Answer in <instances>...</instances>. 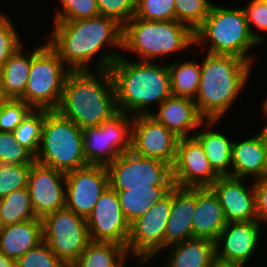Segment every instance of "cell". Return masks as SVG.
Listing matches in <instances>:
<instances>
[{"label": "cell", "instance_id": "cell-1", "mask_svg": "<svg viewBox=\"0 0 267 267\" xmlns=\"http://www.w3.org/2000/svg\"><path fill=\"white\" fill-rule=\"evenodd\" d=\"M101 56L96 70H110L118 112L146 115L149 114V105H160L172 95L168 65L151 61L132 62L115 52Z\"/></svg>", "mask_w": 267, "mask_h": 267}, {"label": "cell", "instance_id": "cell-2", "mask_svg": "<svg viewBox=\"0 0 267 267\" xmlns=\"http://www.w3.org/2000/svg\"><path fill=\"white\" fill-rule=\"evenodd\" d=\"M57 111L80 128L100 126L110 120L118 113L110 70L70 71Z\"/></svg>", "mask_w": 267, "mask_h": 267}, {"label": "cell", "instance_id": "cell-3", "mask_svg": "<svg viewBox=\"0 0 267 267\" xmlns=\"http://www.w3.org/2000/svg\"><path fill=\"white\" fill-rule=\"evenodd\" d=\"M123 26L115 19L98 15L75 21H55L48 44L71 71L90 70L89 61L105 44L122 49Z\"/></svg>", "mask_w": 267, "mask_h": 267}, {"label": "cell", "instance_id": "cell-4", "mask_svg": "<svg viewBox=\"0 0 267 267\" xmlns=\"http://www.w3.org/2000/svg\"><path fill=\"white\" fill-rule=\"evenodd\" d=\"M251 67L234 55L207 53L200 63L201 79L194 100L205 120L219 121L226 114L246 86Z\"/></svg>", "mask_w": 267, "mask_h": 267}, {"label": "cell", "instance_id": "cell-5", "mask_svg": "<svg viewBox=\"0 0 267 267\" xmlns=\"http://www.w3.org/2000/svg\"><path fill=\"white\" fill-rule=\"evenodd\" d=\"M192 44L194 32L176 20L147 21L133 16L123 26L122 50L139 55L140 61L153 62Z\"/></svg>", "mask_w": 267, "mask_h": 267}, {"label": "cell", "instance_id": "cell-6", "mask_svg": "<svg viewBox=\"0 0 267 267\" xmlns=\"http://www.w3.org/2000/svg\"><path fill=\"white\" fill-rule=\"evenodd\" d=\"M210 41V42H209ZM208 42L207 53L234 55L248 61L249 48L259 45L252 36L243 8H224L212 4L208 16L194 31V43Z\"/></svg>", "mask_w": 267, "mask_h": 267}, {"label": "cell", "instance_id": "cell-7", "mask_svg": "<svg viewBox=\"0 0 267 267\" xmlns=\"http://www.w3.org/2000/svg\"><path fill=\"white\" fill-rule=\"evenodd\" d=\"M35 161L62 172L88 166L82 128L57 110H45L41 143Z\"/></svg>", "mask_w": 267, "mask_h": 267}, {"label": "cell", "instance_id": "cell-8", "mask_svg": "<svg viewBox=\"0 0 267 267\" xmlns=\"http://www.w3.org/2000/svg\"><path fill=\"white\" fill-rule=\"evenodd\" d=\"M48 44L31 52V66L25 93L20 100L32 109L57 110L64 82L71 71Z\"/></svg>", "mask_w": 267, "mask_h": 267}, {"label": "cell", "instance_id": "cell-9", "mask_svg": "<svg viewBox=\"0 0 267 267\" xmlns=\"http://www.w3.org/2000/svg\"><path fill=\"white\" fill-rule=\"evenodd\" d=\"M106 168L109 186L114 190L174 186L172 167L169 164L154 158L140 156L132 150L120 154Z\"/></svg>", "mask_w": 267, "mask_h": 267}, {"label": "cell", "instance_id": "cell-10", "mask_svg": "<svg viewBox=\"0 0 267 267\" xmlns=\"http://www.w3.org/2000/svg\"><path fill=\"white\" fill-rule=\"evenodd\" d=\"M132 123L131 114L118 112L100 126L82 128L88 164L107 166L120 154L131 150Z\"/></svg>", "mask_w": 267, "mask_h": 267}, {"label": "cell", "instance_id": "cell-11", "mask_svg": "<svg viewBox=\"0 0 267 267\" xmlns=\"http://www.w3.org/2000/svg\"><path fill=\"white\" fill-rule=\"evenodd\" d=\"M43 241L71 266L91 241L87 221L66 208L57 210L42 219Z\"/></svg>", "mask_w": 267, "mask_h": 267}, {"label": "cell", "instance_id": "cell-12", "mask_svg": "<svg viewBox=\"0 0 267 267\" xmlns=\"http://www.w3.org/2000/svg\"><path fill=\"white\" fill-rule=\"evenodd\" d=\"M172 206L170 193L130 224L126 250L140 259V265L165 249V229ZM131 252V253H130Z\"/></svg>", "mask_w": 267, "mask_h": 267}, {"label": "cell", "instance_id": "cell-13", "mask_svg": "<svg viewBox=\"0 0 267 267\" xmlns=\"http://www.w3.org/2000/svg\"><path fill=\"white\" fill-rule=\"evenodd\" d=\"M108 186L106 166L88 165L66 172L65 208L86 219Z\"/></svg>", "mask_w": 267, "mask_h": 267}, {"label": "cell", "instance_id": "cell-14", "mask_svg": "<svg viewBox=\"0 0 267 267\" xmlns=\"http://www.w3.org/2000/svg\"><path fill=\"white\" fill-rule=\"evenodd\" d=\"M220 176L212 169L203 146L193 137L179 138L172 179L183 188L210 187Z\"/></svg>", "mask_w": 267, "mask_h": 267}, {"label": "cell", "instance_id": "cell-15", "mask_svg": "<svg viewBox=\"0 0 267 267\" xmlns=\"http://www.w3.org/2000/svg\"><path fill=\"white\" fill-rule=\"evenodd\" d=\"M86 221L92 241L114 242L126 248L130 224L113 188L108 186L105 189Z\"/></svg>", "mask_w": 267, "mask_h": 267}, {"label": "cell", "instance_id": "cell-16", "mask_svg": "<svg viewBox=\"0 0 267 267\" xmlns=\"http://www.w3.org/2000/svg\"><path fill=\"white\" fill-rule=\"evenodd\" d=\"M131 129V150L134 153L173 166L179 137L149 114L133 116Z\"/></svg>", "mask_w": 267, "mask_h": 267}, {"label": "cell", "instance_id": "cell-17", "mask_svg": "<svg viewBox=\"0 0 267 267\" xmlns=\"http://www.w3.org/2000/svg\"><path fill=\"white\" fill-rule=\"evenodd\" d=\"M66 173L36 161L31 166L28 190L36 218L65 208Z\"/></svg>", "mask_w": 267, "mask_h": 267}, {"label": "cell", "instance_id": "cell-18", "mask_svg": "<svg viewBox=\"0 0 267 267\" xmlns=\"http://www.w3.org/2000/svg\"><path fill=\"white\" fill-rule=\"evenodd\" d=\"M243 179L220 176L210 188L214 191L226 222H249L257 220L254 185L246 187Z\"/></svg>", "mask_w": 267, "mask_h": 267}, {"label": "cell", "instance_id": "cell-19", "mask_svg": "<svg viewBox=\"0 0 267 267\" xmlns=\"http://www.w3.org/2000/svg\"><path fill=\"white\" fill-rule=\"evenodd\" d=\"M260 225L258 220L228 222L215 241L216 258L245 265L258 245ZM221 243L224 244L220 250Z\"/></svg>", "mask_w": 267, "mask_h": 267}, {"label": "cell", "instance_id": "cell-20", "mask_svg": "<svg viewBox=\"0 0 267 267\" xmlns=\"http://www.w3.org/2000/svg\"><path fill=\"white\" fill-rule=\"evenodd\" d=\"M157 122L163 124L179 138L193 137L191 131L202 123L209 130L217 120H207L199 114L194 100L171 95L159 105L157 113H149ZM190 131V132H189Z\"/></svg>", "mask_w": 267, "mask_h": 267}, {"label": "cell", "instance_id": "cell-21", "mask_svg": "<svg viewBox=\"0 0 267 267\" xmlns=\"http://www.w3.org/2000/svg\"><path fill=\"white\" fill-rule=\"evenodd\" d=\"M227 224L218 197L210 187L195 188L193 238L216 241Z\"/></svg>", "mask_w": 267, "mask_h": 267}, {"label": "cell", "instance_id": "cell-22", "mask_svg": "<svg viewBox=\"0 0 267 267\" xmlns=\"http://www.w3.org/2000/svg\"><path fill=\"white\" fill-rule=\"evenodd\" d=\"M195 188H172V206L165 229V248L193 238Z\"/></svg>", "mask_w": 267, "mask_h": 267}, {"label": "cell", "instance_id": "cell-23", "mask_svg": "<svg viewBox=\"0 0 267 267\" xmlns=\"http://www.w3.org/2000/svg\"><path fill=\"white\" fill-rule=\"evenodd\" d=\"M43 242L42 221L39 218L6 225L0 234V251L17 260Z\"/></svg>", "mask_w": 267, "mask_h": 267}, {"label": "cell", "instance_id": "cell-24", "mask_svg": "<svg viewBox=\"0 0 267 267\" xmlns=\"http://www.w3.org/2000/svg\"><path fill=\"white\" fill-rule=\"evenodd\" d=\"M232 177L253 176L258 180L265 177V155L263 128L256 136L232 143Z\"/></svg>", "mask_w": 267, "mask_h": 267}, {"label": "cell", "instance_id": "cell-25", "mask_svg": "<svg viewBox=\"0 0 267 267\" xmlns=\"http://www.w3.org/2000/svg\"><path fill=\"white\" fill-rule=\"evenodd\" d=\"M169 247L173 249L166 267H211L216 258L215 242L206 238H192Z\"/></svg>", "mask_w": 267, "mask_h": 267}, {"label": "cell", "instance_id": "cell-26", "mask_svg": "<svg viewBox=\"0 0 267 267\" xmlns=\"http://www.w3.org/2000/svg\"><path fill=\"white\" fill-rule=\"evenodd\" d=\"M21 51H23L22 47L8 58L0 70L2 91L6 99L20 100L25 93L31 66V53L28 57Z\"/></svg>", "mask_w": 267, "mask_h": 267}, {"label": "cell", "instance_id": "cell-27", "mask_svg": "<svg viewBox=\"0 0 267 267\" xmlns=\"http://www.w3.org/2000/svg\"><path fill=\"white\" fill-rule=\"evenodd\" d=\"M174 186H152V189L115 190L122 212L131 224L154 204L165 198Z\"/></svg>", "mask_w": 267, "mask_h": 267}, {"label": "cell", "instance_id": "cell-28", "mask_svg": "<svg viewBox=\"0 0 267 267\" xmlns=\"http://www.w3.org/2000/svg\"><path fill=\"white\" fill-rule=\"evenodd\" d=\"M194 137L203 146L212 169L219 176H232L230 167L232 166L233 141H230V139L221 132L216 131L196 132Z\"/></svg>", "mask_w": 267, "mask_h": 267}, {"label": "cell", "instance_id": "cell-29", "mask_svg": "<svg viewBox=\"0 0 267 267\" xmlns=\"http://www.w3.org/2000/svg\"><path fill=\"white\" fill-rule=\"evenodd\" d=\"M127 256V250L122 245L91 240L70 267H120Z\"/></svg>", "mask_w": 267, "mask_h": 267}, {"label": "cell", "instance_id": "cell-30", "mask_svg": "<svg viewBox=\"0 0 267 267\" xmlns=\"http://www.w3.org/2000/svg\"><path fill=\"white\" fill-rule=\"evenodd\" d=\"M180 59L168 64L171 94L195 100L201 79L200 64L194 61L180 63Z\"/></svg>", "mask_w": 267, "mask_h": 267}, {"label": "cell", "instance_id": "cell-31", "mask_svg": "<svg viewBox=\"0 0 267 267\" xmlns=\"http://www.w3.org/2000/svg\"><path fill=\"white\" fill-rule=\"evenodd\" d=\"M0 217L5 226L36 219L28 187L0 199Z\"/></svg>", "mask_w": 267, "mask_h": 267}, {"label": "cell", "instance_id": "cell-32", "mask_svg": "<svg viewBox=\"0 0 267 267\" xmlns=\"http://www.w3.org/2000/svg\"><path fill=\"white\" fill-rule=\"evenodd\" d=\"M45 110L32 109L18 127L13 131L15 139L34 157L38 154Z\"/></svg>", "mask_w": 267, "mask_h": 267}, {"label": "cell", "instance_id": "cell-33", "mask_svg": "<svg viewBox=\"0 0 267 267\" xmlns=\"http://www.w3.org/2000/svg\"><path fill=\"white\" fill-rule=\"evenodd\" d=\"M175 20L189 27L193 32L208 16L210 0H174Z\"/></svg>", "mask_w": 267, "mask_h": 267}, {"label": "cell", "instance_id": "cell-34", "mask_svg": "<svg viewBox=\"0 0 267 267\" xmlns=\"http://www.w3.org/2000/svg\"><path fill=\"white\" fill-rule=\"evenodd\" d=\"M32 165L0 162V199L28 185Z\"/></svg>", "mask_w": 267, "mask_h": 267}, {"label": "cell", "instance_id": "cell-35", "mask_svg": "<svg viewBox=\"0 0 267 267\" xmlns=\"http://www.w3.org/2000/svg\"><path fill=\"white\" fill-rule=\"evenodd\" d=\"M0 162L32 165L35 157L15 139L13 132L0 131Z\"/></svg>", "mask_w": 267, "mask_h": 267}, {"label": "cell", "instance_id": "cell-36", "mask_svg": "<svg viewBox=\"0 0 267 267\" xmlns=\"http://www.w3.org/2000/svg\"><path fill=\"white\" fill-rule=\"evenodd\" d=\"M174 0H136L135 17L147 21L175 20Z\"/></svg>", "mask_w": 267, "mask_h": 267}, {"label": "cell", "instance_id": "cell-37", "mask_svg": "<svg viewBox=\"0 0 267 267\" xmlns=\"http://www.w3.org/2000/svg\"><path fill=\"white\" fill-rule=\"evenodd\" d=\"M17 267H70L43 241L16 260Z\"/></svg>", "mask_w": 267, "mask_h": 267}, {"label": "cell", "instance_id": "cell-38", "mask_svg": "<svg viewBox=\"0 0 267 267\" xmlns=\"http://www.w3.org/2000/svg\"><path fill=\"white\" fill-rule=\"evenodd\" d=\"M31 110L23 100L6 99L0 105V131L13 132Z\"/></svg>", "mask_w": 267, "mask_h": 267}, {"label": "cell", "instance_id": "cell-39", "mask_svg": "<svg viewBox=\"0 0 267 267\" xmlns=\"http://www.w3.org/2000/svg\"><path fill=\"white\" fill-rule=\"evenodd\" d=\"M60 2L63 10L55 14L54 21H75L100 15L96 0H60Z\"/></svg>", "mask_w": 267, "mask_h": 267}, {"label": "cell", "instance_id": "cell-40", "mask_svg": "<svg viewBox=\"0 0 267 267\" xmlns=\"http://www.w3.org/2000/svg\"><path fill=\"white\" fill-rule=\"evenodd\" d=\"M99 14L124 26L136 11V0H96Z\"/></svg>", "mask_w": 267, "mask_h": 267}, {"label": "cell", "instance_id": "cell-41", "mask_svg": "<svg viewBox=\"0 0 267 267\" xmlns=\"http://www.w3.org/2000/svg\"><path fill=\"white\" fill-rule=\"evenodd\" d=\"M19 37L11 21L4 15L0 19V70L8 58L23 47Z\"/></svg>", "mask_w": 267, "mask_h": 267}, {"label": "cell", "instance_id": "cell-42", "mask_svg": "<svg viewBox=\"0 0 267 267\" xmlns=\"http://www.w3.org/2000/svg\"><path fill=\"white\" fill-rule=\"evenodd\" d=\"M243 10L252 36L259 44L265 42L262 35L253 32L251 23L258 29L267 31V0H252L246 7L244 6Z\"/></svg>", "mask_w": 267, "mask_h": 267}, {"label": "cell", "instance_id": "cell-43", "mask_svg": "<svg viewBox=\"0 0 267 267\" xmlns=\"http://www.w3.org/2000/svg\"><path fill=\"white\" fill-rule=\"evenodd\" d=\"M253 185L257 220L264 223L267 222V177L255 179Z\"/></svg>", "mask_w": 267, "mask_h": 267}, {"label": "cell", "instance_id": "cell-44", "mask_svg": "<svg viewBox=\"0 0 267 267\" xmlns=\"http://www.w3.org/2000/svg\"><path fill=\"white\" fill-rule=\"evenodd\" d=\"M211 267H245L244 264L214 259Z\"/></svg>", "mask_w": 267, "mask_h": 267}, {"label": "cell", "instance_id": "cell-45", "mask_svg": "<svg viewBox=\"0 0 267 267\" xmlns=\"http://www.w3.org/2000/svg\"><path fill=\"white\" fill-rule=\"evenodd\" d=\"M0 267H17L16 260L8 258L3 252L0 251Z\"/></svg>", "mask_w": 267, "mask_h": 267}, {"label": "cell", "instance_id": "cell-46", "mask_svg": "<svg viewBox=\"0 0 267 267\" xmlns=\"http://www.w3.org/2000/svg\"><path fill=\"white\" fill-rule=\"evenodd\" d=\"M263 146L265 155V177H267V127H263Z\"/></svg>", "mask_w": 267, "mask_h": 267}, {"label": "cell", "instance_id": "cell-47", "mask_svg": "<svg viewBox=\"0 0 267 267\" xmlns=\"http://www.w3.org/2000/svg\"><path fill=\"white\" fill-rule=\"evenodd\" d=\"M6 100L3 91H2V85H1V81H0V105Z\"/></svg>", "mask_w": 267, "mask_h": 267}, {"label": "cell", "instance_id": "cell-48", "mask_svg": "<svg viewBox=\"0 0 267 267\" xmlns=\"http://www.w3.org/2000/svg\"><path fill=\"white\" fill-rule=\"evenodd\" d=\"M262 105H263L264 114L266 113V117H267V98L263 101ZM264 127H267V122Z\"/></svg>", "mask_w": 267, "mask_h": 267}, {"label": "cell", "instance_id": "cell-49", "mask_svg": "<svg viewBox=\"0 0 267 267\" xmlns=\"http://www.w3.org/2000/svg\"><path fill=\"white\" fill-rule=\"evenodd\" d=\"M4 227H5V225H4V223H3V221H2V219L0 217V234L3 231Z\"/></svg>", "mask_w": 267, "mask_h": 267}]
</instances>
